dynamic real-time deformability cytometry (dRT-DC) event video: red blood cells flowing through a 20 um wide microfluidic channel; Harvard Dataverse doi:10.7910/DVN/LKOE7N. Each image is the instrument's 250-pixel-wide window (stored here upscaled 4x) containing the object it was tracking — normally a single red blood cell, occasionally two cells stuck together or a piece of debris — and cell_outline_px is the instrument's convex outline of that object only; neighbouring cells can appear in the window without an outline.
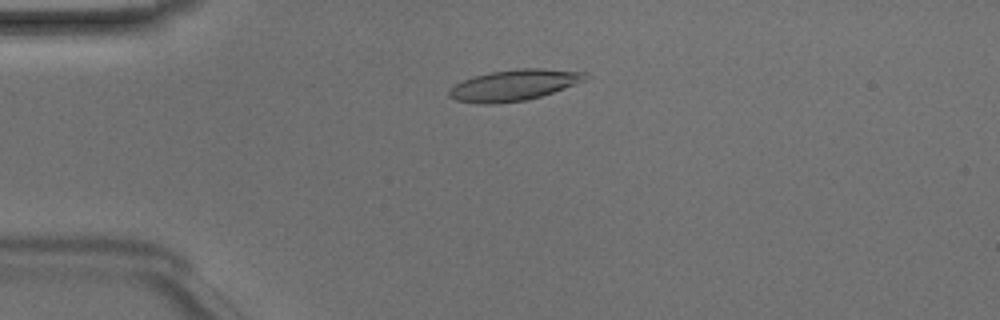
{"species": "Egyptian fruit bat (a non-hibernating species)", "species_latin": "Rousettus aegyptiacus", "temperature_condition": "room temperature", "stored_images_in_passage": 48, "camera_frame_rate_fps": 3000, "um_per_image_px": 0.085, "animal": {"sex": "male"}, "frame": {"image": 1, "passage_image": 12, "time_ms": 3.667, "image_size_px": [1000, 320], "cell_outline_px": [[592, 76], [584, 80], [564, 88], [528, 100], [492, 104], [480, 104], [456, 100], [448, 96], [448, 92], [456, 84], [464, 80], [476, 76], [492, 72], [516, 68], [540, 68], [588, 72]], "centroid_in_image_um": [43.73, 7.23], "position_along_channel_um": 41.3, "area_um2": 24.51}}
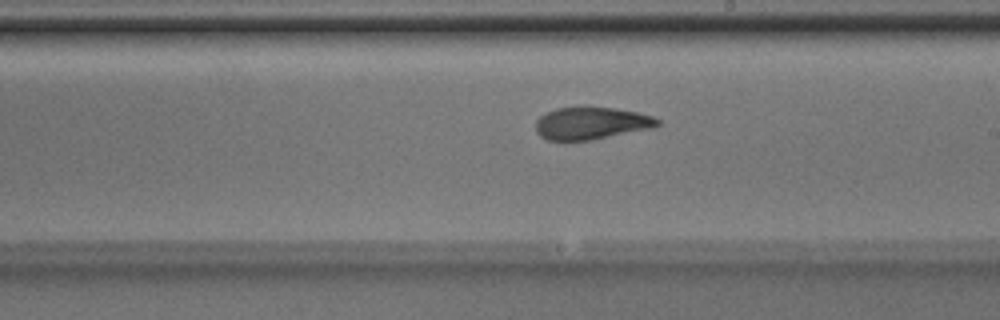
{"frame": {"image": 2, "passage_image": 28, "time_ms": 9.0, "image_size_px": [1000, 320], "cell_outline_px": [[660, 124], [656, 128], [592, 140], [564, 144], [548, 140], [540, 136], [536, 132], [536, 120], [544, 112], [556, 108], [576, 104], [616, 108], [636, 112], [652, 116], [660, 120]], "centroid_in_image_um": [50.2, 10.48], "position_along_channel_um": 238.8, "area_um2": 24.51}}
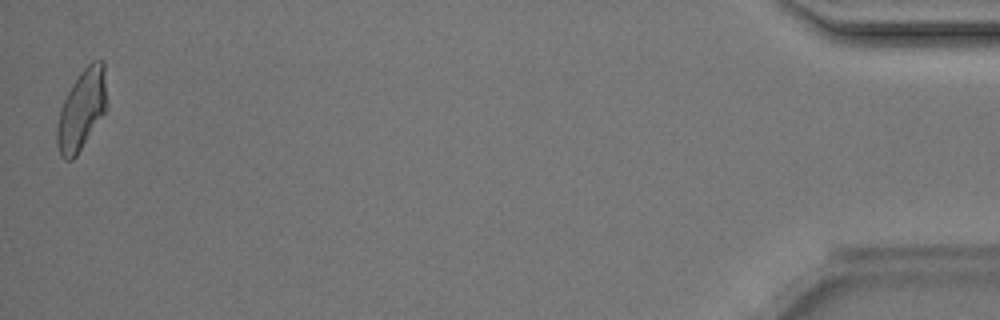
{"frame": {"image": 3, "passage_image": 48, "time_ms": 15.667, "image_size_px": [1000, 320], "cell_outline_px": [[104, 112], [76, 156], [72, 160], [64, 160], [60, 156], [56, 144], [56, 124], [60, 108], [72, 84], [80, 72], [92, 60], [104, 60]], "centroid_in_image_um": [6.87, 9.36], "position_along_channel_um": 428.3, "area_um2": 22.72}, "authors_computed_cell_mechanics": {"area_um2": 24.0159, "velocity_mm_per_s": 4.2147, "shape_relaxation_time_tau1_ms": 3.07, "shape_relaxation_time_tau2_ms": 1.8709, "deformation_change_tau1": 0.1391, "deformation_change_tau2": 0.0854}}